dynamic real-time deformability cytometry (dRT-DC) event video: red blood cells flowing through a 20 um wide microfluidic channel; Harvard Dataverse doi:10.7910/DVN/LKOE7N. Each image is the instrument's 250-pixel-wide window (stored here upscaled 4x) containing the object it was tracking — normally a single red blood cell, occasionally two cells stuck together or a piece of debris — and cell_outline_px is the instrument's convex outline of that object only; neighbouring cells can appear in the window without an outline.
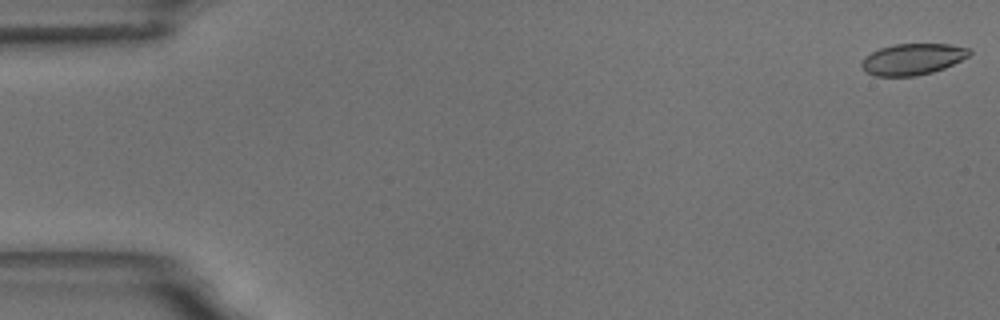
{"species": "common noctule bat (a hibernating species)", "species_latin": "Nyctalus noctula", "temperature_condition": "room temperature", "stored_images_in_passage": 58, "camera_frame_rate_fps": 3000, "um_per_image_px": 0.085, "animal": {"sex": "male", "body_mass_g": 18.8}, "frame": {"image": 1, "passage_image": 1, "time_ms": 0.0, "image_size_px": [1000, 320], "cell_outline_px": [[972, 52], [968, 56], [944, 68], [932, 72], [916, 76], [876, 76], [868, 72], [860, 64], [864, 56], [880, 48], [892, 44], [948, 44], [968, 48]], "centroid_in_image_um": [77.55, 5.02], "position_along_channel_um": 7.4, "area_um2": 19.48}}
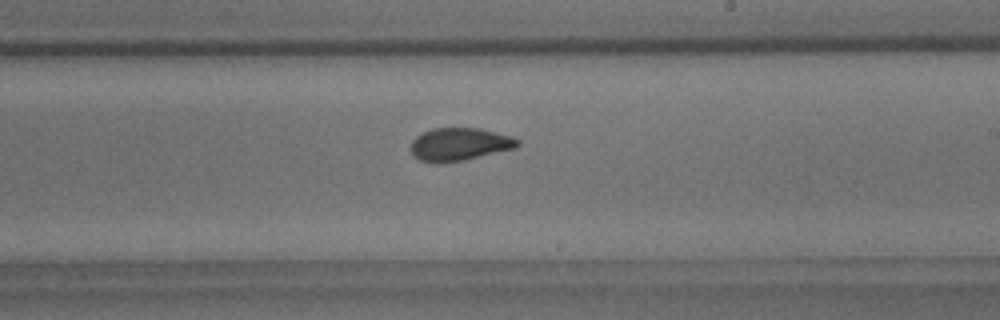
{"frame": {"image": 2, "passage_image": 34, "time_ms": 11.0, "image_size_px": [1000, 320], "cell_outline_px": [[520, 144], [516, 148], [464, 160], [444, 164], [436, 164], [420, 160], [412, 156], [412, 140], [416, 136], [432, 128], [480, 128], [512, 136], [520, 140]], "centroid_in_image_um": [39.06, 12.28], "position_along_channel_um": 249.9, "area_um2": 20.69}}
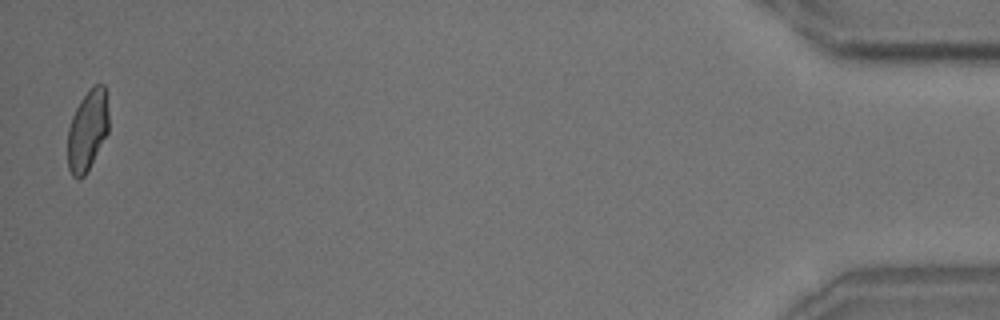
{"frame": {"image": 3, "passage_image": 57, "time_ms": 18.667, "image_size_px": [1000, 320], "cell_outline_px": [[108, 132], [84, 176], [80, 180], [76, 180], [72, 176], [68, 168], [68, 128], [72, 116], [80, 100], [96, 84], [104, 84], [108, 112]], "centroid_in_image_um": [7.42, 11.12], "position_along_channel_um": 427.8, "area_um2": 19.07}, "authors_computed_cell_mechanics": {"area_um2": 20.4901, "velocity_mm_per_s": 3.4948, "shape_relaxation_time_tau1_ms": 5.0994, "shape_relaxation_time_tau2_ms": 1.7946, "deformation_change_tau1": 0.1308, "deformation_change_tau2": 0.0562}}